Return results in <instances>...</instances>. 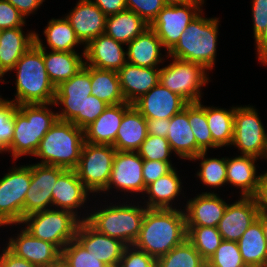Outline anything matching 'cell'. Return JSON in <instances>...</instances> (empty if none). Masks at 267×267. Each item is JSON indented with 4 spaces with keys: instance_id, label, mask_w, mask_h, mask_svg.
Here are the masks:
<instances>
[{
    "instance_id": "ee69618b",
    "label": "cell",
    "mask_w": 267,
    "mask_h": 267,
    "mask_svg": "<svg viewBox=\"0 0 267 267\" xmlns=\"http://www.w3.org/2000/svg\"><path fill=\"white\" fill-rule=\"evenodd\" d=\"M91 79L90 66L84 65L77 74L56 87L55 96H90Z\"/></svg>"
},
{
    "instance_id": "d590c367",
    "label": "cell",
    "mask_w": 267,
    "mask_h": 267,
    "mask_svg": "<svg viewBox=\"0 0 267 267\" xmlns=\"http://www.w3.org/2000/svg\"><path fill=\"white\" fill-rule=\"evenodd\" d=\"M47 47L51 51L77 52L74 48L83 45L65 16L51 18L43 31Z\"/></svg>"
},
{
    "instance_id": "c3c4849f",
    "label": "cell",
    "mask_w": 267,
    "mask_h": 267,
    "mask_svg": "<svg viewBox=\"0 0 267 267\" xmlns=\"http://www.w3.org/2000/svg\"><path fill=\"white\" fill-rule=\"evenodd\" d=\"M118 267H156V259L130 245L125 248Z\"/></svg>"
},
{
    "instance_id": "d6986e66",
    "label": "cell",
    "mask_w": 267,
    "mask_h": 267,
    "mask_svg": "<svg viewBox=\"0 0 267 267\" xmlns=\"http://www.w3.org/2000/svg\"><path fill=\"white\" fill-rule=\"evenodd\" d=\"M259 209L253 197H241L227 204L217 226L223 240L237 242L248 227L258 219Z\"/></svg>"
},
{
    "instance_id": "9c48e42d",
    "label": "cell",
    "mask_w": 267,
    "mask_h": 267,
    "mask_svg": "<svg viewBox=\"0 0 267 267\" xmlns=\"http://www.w3.org/2000/svg\"><path fill=\"white\" fill-rule=\"evenodd\" d=\"M10 169L0 178V227L20 225L24 217V199L31 183V164Z\"/></svg>"
},
{
    "instance_id": "277c9868",
    "label": "cell",
    "mask_w": 267,
    "mask_h": 267,
    "mask_svg": "<svg viewBox=\"0 0 267 267\" xmlns=\"http://www.w3.org/2000/svg\"><path fill=\"white\" fill-rule=\"evenodd\" d=\"M126 202V203H125ZM118 205L110 202L108 205L96 208L88 215L83 213L81 220H86L99 233L120 240L127 246L133 245L139 236L144 214L147 207L137 203L127 202ZM129 203V204H127Z\"/></svg>"
},
{
    "instance_id": "f6af8a7d",
    "label": "cell",
    "mask_w": 267,
    "mask_h": 267,
    "mask_svg": "<svg viewBox=\"0 0 267 267\" xmlns=\"http://www.w3.org/2000/svg\"><path fill=\"white\" fill-rule=\"evenodd\" d=\"M137 153L143 160L172 162L170 156L173 152L169 141L163 137L148 134Z\"/></svg>"
},
{
    "instance_id": "7402d4cb",
    "label": "cell",
    "mask_w": 267,
    "mask_h": 267,
    "mask_svg": "<svg viewBox=\"0 0 267 267\" xmlns=\"http://www.w3.org/2000/svg\"><path fill=\"white\" fill-rule=\"evenodd\" d=\"M39 36L40 34L35 32V44L43 49L46 71L55 88L83 69L85 65V48H83L81 55L77 52L47 51V47H45Z\"/></svg>"
},
{
    "instance_id": "e0dca14e",
    "label": "cell",
    "mask_w": 267,
    "mask_h": 267,
    "mask_svg": "<svg viewBox=\"0 0 267 267\" xmlns=\"http://www.w3.org/2000/svg\"><path fill=\"white\" fill-rule=\"evenodd\" d=\"M65 17L83 47L92 39L105 34L107 16L91 0H78Z\"/></svg>"
},
{
    "instance_id": "f1b7e54d",
    "label": "cell",
    "mask_w": 267,
    "mask_h": 267,
    "mask_svg": "<svg viewBox=\"0 0 267 267\" xmlns=\"http://www.w3.org/2000/svg\"><path fill=\"white\" fill-rule=\"evenodd\" d=\"M147 136L146 119L131 105L123 115L112 146L116 151L137 152Z\"/></svg>"
},
{
    "instance_id": "60d3db41",
    "label": "cell",
    "mask_w": 267,
    "mask_h": 267,
    "mask_svg": "<svg viewBox=\"0 0 267 267\" xmlns=\"http://www.w3.org/2000/svg\"><path fill=\"white\" fill-rule=\"evenodd\" d=\"M62 267H109L99 261L77 240L73 239L61 251Z\"/></svg>"
},
{
    "instance_id": "e575fe53",
    "label": "cell",
    "mask_w": 267,
    "mask_h": 267,
    "mask_svg": "<svg viewBox=\"0 0 267 267\" xmlns=\"http://www.w3.org/2000/svg\"><path fill=\"white\" fill-rule=\"evenodd\" d=\"M235 106L230 109L206 106V119L213 142L219 147H230L234 134Z\"/></svg>"
},
{
    "instance_id": "e7e4bbea",
    "label": "cell",
    "mask_w": 267,
    "mask_h": 267,
    "mask_svg": "<svg viewBox=\"0 0 267 267\" xmlns=\"http://www.w3.org/2000/svg\"><path fill=\"white\" fill-rule=\"evenodd\" d=\"M261 267H267V262L264 265H262Z\"/></svg>"
},
{
    "instance_id": "681fc988",
    "label": "cell",
    "mask_w": 267,
    "mask_h": 267,
    "mask_svg": "<svg viewBox=\"0 0 267 267\" xmlns=\"http://www.w3.org/2000/svg\"><path fill=\"white\" fill-rule=\"evenodd\" d=\"M26 19L11 3L0 0V30L26 26Z\"/></svg>"
},
{
    "instance_id": "1f68e13d",
    "label": "cell",
    "mask_w": 267,
    "mask_h": 267,
    "mask_svg": "<svg viewBox=\"0 0 267 267\" xmlns=\"http://www.w3.org/2000/svg\"><path fill=\"white\" fill-rule=\"evenodd\" d=\"M148 27L149 24L140 16L126 9L107 16L105 34L115 41L127 45Z\"/></svg>"
},
{
    "instance_id": "3957f363",
    "label": "cell",
    "mask_w": 267,
    "mask_h": 267,
    "mask_svg": "<svg viewBox=\"0 0 267 267\" xmlns=\"http://www.w3.org/2000/svg\"><path fill=\"white\" fill-rule=\"evenodd\" d=\"M11 71L16 73V94L12 101L17 105L54 102L56 88L48 77L43 49L35 43Z\"/></svg>"
},
{
    "instance_id": "94428289",
    "label": "cell",
    "mask_w": 267,
    "mask_h": 267,
    "mask_svg": "<svg viewBox=\"0 0 267 267\" xmlns=\"http://www.w3.org/2000/svg\"><path fill=\"white\" fill-rule=\"evenodd\" d=\"M258 219L261 222L265 238L267 240V211H259Z\"/></svg>"
},
{
    "instance_id": "2e32d148",
    "label": "cell",
    "mask_w": 267,
    "mask_h": 267,
    "mask_svg": "<svg viewBox=\"0 0 267 267\" xmlns=\"http://www.w3.org/2000/svg\"><path fill=\"white\" fill-rule=\"evenodd\" d=\"M187 104L181 96L158 83L132 105L145 119H171Z\"/></svg>"
},
{
    "instance_id": "db71d44e",
    "label": "cell",
    "mask_w": 267,
    "mask_h": 267,
    "mask_svg": "<svg viewBox=\"0 0 267 267\" xmlns=\"http://www.w3.org/2000/svg\"><path fill=\"white\" fill-rule=\"evenodd\" d=\"M0 254L1 267H36L27 260L16 256L5 245Z\"/></svg>"
},
{
    "instance_id": "44dd1931",
    "label": "cell",
    "mask_w": 267,
    "mask_h": 267,
    "mask_svg": "<svg viewBox=\"0 0 267 267\" xmlns=\"http://www.w3.org/2000/svg\"><path fill=\"white\" fill-rule=\"evenodd\" d=\"M214 192H202L187 200L183 209L186 226H218L228 203Z\"/></svg>"
},
{
    "instance_id": "816d5d0a",
    "label": "cell",
    "mask_w": 267,
    "mask_h": 267,
    "mask_svg": "<svg viewBox=\"0 0 267 267\" xmlns=\"http://www.w3.org/2000/svg\"><path fill=\"white\" fill-rule=\"evenodd\" d=\"M253 35L256 39L267 27V0H251Z\"/></svg>"
},
{
    "instance_id": "83f0119b",
    "label": "cell",
    "mask_w": 267,
    "mask_h": 267,
    "mask_svg": "<svg viewBox=\"0 0 267 267\" xmlns=\"http://www.w3.org/2000/svg\"><path fill=\"white\" fill-rule=\"evenodd\" d=\"M35 43V31L22 27L0 30V72L5 76Z\"/></svg>"
},
{
    "instance_id": "bcb514c9",
    "label": "cell",
    "mask_w": 267,
    "mask_h": 267,
    "mask_svg": "<svg viewBox=\"0 0 267 267\" xmlns=\"http://www.w3.org/2000/svg\"><path fill=\"white\" fill-rule=\"evenodd\" d=\"M18 110V105L12 101L4 99L0 101V153L10 147L14 133V114Z\"/></svg>"
},
{
    "instance_id": "ffe728a7",
    "label": "cell",
    "mask_w": 267,
    "mask_h": 267,
    "mask_svg": "<svg viewBox=\"0 0 267 267\" xmlns=\"http://www.w3.org/2000/svg\"><path fill=\"white\" fill-rule=\"evenodd\" d=\"M90 193L75 170H65L53 186L52 208L71 211L81 219L82 211L78 215V210H81V207L86 208L85 203L90 199Z\"/></svg>"
},
{
    "instance_id": "f907efd6",
    "label": "cell",
    "mask_w": 267,
    "mask_h": 267,
    "mask_svg": "<svg viewBox=\"0 0 267 267\" xmlns=\"http://www.w3.org/2000/svg\"><path fill=\"white\" fill-rule=\"evenodd\" d=\"M174 168L172 162L143 160L142 175L145 186L156 181L160 177L167 175Z\"/></svg>"
},
{
    "instance_id": "4fadbf2b",
    "label": "cell",
    "mask_w": 267,
    "mask_h": 267,
    "mask_svg": "<svg viewBox=\"0 0 267 267\" xmlns=\"http://www.w3.org/2000/svg\"><path fill=\"white\" fill-rule=\"evenodd\" d=\"M143 159L137 152L116 151L111 170V177L107 188L103 193H108L112 188L114 191L128 192L143 195L146 186L144 184L143 175ZM109 191V192H108ZM139 193V194H138Z\"/></svg>"
},
{
    "instance_id": "5bb4252c",
    "label": "cell",
    "mask_w": 267,
    "mask_h": 267,
    "mask_svg": "<svg viewBox=\"0 0 267 267\" xmlns=\"http://www.w3.org/2000/svg\"><path fill=\"white\" fill-rule=\"evenodd\" d=\"M65 170L52 165L31 164V183L24 199V217L52 208L53 186Z\"/></svg>"
},
{
    "instance_id": "11a10c76",
    "label": "cell",
    "mask_w": 267,
    "mask_h": 267,
    "mask_svg": "<svg viewBox=\"0 0 267 267\" xmlns=\"http://www.w3.org/2000/svg\"><path fill=\"white\" fill-rule=\"evenodd\" d=\"M253 198L259 211H267V171L259 175L258 188Z\"/></svg>"
},
{
    "instance_id": "7bdbcfd3",
    "label": "cell",
    "mask_w": 267,
    "mask_h": 267,
    "mask_svg": "<svg viewBox=\"0 0 267 267\" xmlns=\"http://www.w3.org/2000/svg\"><path fill=\"white\" fill-rule=\"evenodd\" d=\"M206 262L207 267H247L240 254L238 243L227 240L221 242Z\"/></svg>"
},
{
    "instance_id": "f35d334b",
    "label": "cell",
    "mask_w": 267,
    "mask_h": 267,
    "mask_svg": "<svg viewBox=\"0 0 267 267\" xmlns=\"http://www.w3.org/2000/svg\"><path fill=\"white\" fill-rule=\"evenodd\" d=\"M156 267H207V262L185 239L170 252L156 259Z\"/></svg>"
},
{
    "instance_id": "603a6c76",
    "label": "cell",
    "mask_w": 267,
    "mask_h": 267,
    "mask_svg": "<svg viewBox=\"0 0 267 267\" xmlns=\"http://www.w3.org/2000/svg\"><path fill=\"white\" fill-rule=\"evenodd\" d=\"M124 44L106 34L92 39L85 48V64L91 67L119 71L126 63Z\"/></svg>"
},
{
    "instance_id": "b9f144b4",
    "label": "cell",
    "mask_w": 267,
    "mask_h": 267,
    "mask_svg": "<svg viewBox=\"0 0 267 267\" xmlns=\"http://www.w3.org/2000/svg\"><path fill=\"white\" fill-rule=\"evenodd\" d=\"M86 96H55L53 105L63 107L57 112L58 120L72 122L84 130V105Z\"/></svg>"
},
{
    "instance_id": "6da1fadb",
    "label": "cell",
    "mask_w": 267,
    "mask_h": 267,
    "mask_svg": "<svg viewBox=\"0 0 267 267\" xmlns=\"http://www.w3.org/2000/svg\"><path fill=\"white\" fill-rule=\"evenodd\" d=\"M187 236L185 214L180 209H146L133 246L155 259L180 245Z\"/></svg>"
},
{
    "instance_id": "ab89813d",
    "label": "cell",
    "mask_w": 267,
    "mask_h": 267,
    "mask_svg": "<svg viewBox=\"0 0 267 267\" xmlns=\"http://www.w3.org/2000/svg\"><path fill=\"white\" fill-rule=\"evenodd\" d=\"M186 230V239L206 261L223 241L217 227L186 226Z\"/></svg>"
},
{
    "instance_id": "7a4b0ae2",
    "label": "cell",
    "mask_w": 267,
    "mask_h": 267,
    "mask_svg": "<svg viewBox=\"0 0 267 267\" xmlns=\"http://www.w3.org/2000/svg\"><path fill=\"white\" fill-rule=\"evenodd\" d=\"M53 103L21 104L14 114V133L10 152L14 162L21 156H34L44 135L58 120ZM50 106V107H48Z\"/></svg>"
},
{
    "instance_id": "74e56055",
    "label": "cell",
    "mask_w": 267,
    "mask_h": 267,
    "mask_svg": "<svg viewBox=\"0 0 267 267\" xmlns=\"http://www.w3.org/2000/svg\"><path fill=\"white\" fill-rule=\"evenodd\" d=\"M189 124L196 140V156L208 149H218L219 147L213 142V138L207 124L206 106L202 102L188 103Z\"/></svg>"
},
{
    "instance_id": "680465c9",
    "label": "cell",
    "mask_w": 267,
    "mask_h": 267,
    "mask_svg": "<svg viewBox=\"0 0 267 267\" xmlns=\"http://www.w3.org/2000/svg\"><path fill=\"white\" fill-rule=\"evenodd\" d=\"M149 135L166 138L168 135L170 119H146Z\"/></svg>"
},
{
    "instance_id": "ba28073f",
    "label": "cell",
    "mask_w": 267,
    "mask_h": 267,
    "mask_svg": "<svg viewBox=\"0 0 267 267\" xmlns=\"http://www.w3.org/2000/svg\"><path fill=\"white\" fill-rule=\"evenodd\" d=\"M171 58L170 64L160 68L159 83L181 96L187 103H198L203 95L201 87L210 82L208 70L195 62Z\"/></svg>"
},
{
    "instance_id": "7c38bea8",
    "label": "cell",
    "mask_w": 267,
    "mask_h": 267,
    "mask_svg": "<svg viewBox=\"0 0 267 267\" xmlns=\"http://www.w3.org/2000/svg\"><path fill=\"white\" fill-rule=\"evenodd\" d=\"M205 0H191L184 4L166 5L149 25L161 40L165 53L178 43L189 23L203 12Z\"/></svg>"
},
{
    "instance_id": "8fae6325",
    "label": "cell",
    "mask_w": 267,
    "mask_h": 267,
    "mask_svg": "<svg viewBox=\"0 0 267 267\" xmlns=\"http://www.w3.org/2000/svg\"><path fill=\"white\" fill-rule=\"evenodd\" d=\"M257 111L252 105L235 107L231 147H237L240 155H250L261 160L267 155V130Z\"/></svg>"
},
{
    "instance_id": "9f6ffc18",
    "label": "cell",
    "mask_w": 267,
    "mask_h": 267,
    "mask_svg": "<svg viewBox=\"0 0 267 267\" xmlns=\"http://www.w3.org/2000/svg\"><path fill=\"white\" fill-rule=\"evenodd\" d=\"M106 15H113L127 9L126 0H91Z\"/></svg>"
},
{
    "instance_id": "8d00e7d4",
    "label": "cell",
    "mask_w": 267,
    "mask_h": 267,
    "mask_svg": "<svg viewBox=\"0 0 267 267\" xmlns=\"http://www.w3.org/2000/svg\"><path fill=\"white\" fill-rule=\"evenodd\" d=\"M200 161V169L196 175L200 182L210 188L224 187L227 184L226 178V157L223 158H208L207 151L201 152L193 157L190 161Z\"/></svg>"
},
{
    "instance_id": "7dc6e473",
    "label": "cell",
    "mask_w": 267,
    "mask_h": 267,
    "mask_svg": "<svg viewBox=\"0 0 267 267\" xmlns=\"http://www.w3.org/2000/svg\"><path fill=\"white\" fill-rule=\"evenodd\" d=\"M165 6L163 0H126L127 10L135 12L149 25Z\"/></svg>"
},
{
    "instance_id": "d4e9b609",
    "label": "cell",
    "mask_w": 267,
    "mask_h": 267,
    "mask_svg": "<svg viewBox=\"0 0 267 267\" xmlns=\"http://www.w3.org/2000/svg\"><path fill=\"white\" fill-rule=\"evenodd\" d=\"M126 46L127 63L135 66L160 68V63H164V56L165 60L168 57V54L162 55V42L150 26Z\"/></svg>"
},
{
    "instance_id": "6f0895ef",
    "label": "cell",
    "mask_w": 267,
    "mask_h": 267,
    "mask_svg": "<svg viewBox=\"0 0 267 267\" xmlns=\"http://www.w3.org/2000/svg\"><path fill=\"white\" fill-rule=\"evenodd\" d=\"M11 3L18 11L24 16L28 18L30 14H35L36 11L42 6L45 0H6Z\"/></svg>"
},
{
    "instance_id": "91938a15",
    "label": "cell",
    "mask_w": 267,
    "mask_h": 267,
    "mask_svg": "<svg viewBox=\"0 0 267 267\" xmlns=\"http://www.w3.org/2000/svg\"><path fill=\"white\" fill-rule=\"evenodd\" d=\"M255 50L259 63L267 66V27L265 30L255 39Z\"/></svg>"
},
{
    "instance_id": "6125c7cd",
    "label": "cell",
    "mask_w": 267,
    "mask_h": 267,
    "mask_svg": "<svg viewBox=\"0 0 267 267\" xmlns=\"http://www.w3.org/2000/svg\"><path fill=\"white\" fill-rule=\"evenodd\" d=\"M191 0H163L166 5L184 4Z\"/></svg>"
},
{
    "instance_id": "30bf717a",
    "label": "cell",
    "mask_w": 267,
    "mask_h": 267,
    "mask_svg": "<svg viewBox=\"0 0 267 267\" xmlns=\"http://www.w3.org/2000/svg\"><path fill=\"white\" fill-rule=\"evenodd\" d=\"M115 153L116 149L112 145L84 142L80 160L74 170L91 194L96 196L107 188Z\"/></svg>"
},
{
    "instance_id": "52a82bcc",
    "label": "cell",
    "mask_w": 267,
    "mask_h": 267,
    "mask_svg": "<svg viewBox=\"0 0 267 267\" xmlns=\"http://www.w3.org/2000/svg\"><path fill=\"white\" fill-rule=\"evenodd\" d=\"M81 221L71 211L50 208L23 217L20 225L23 224L32 236L48 241L62 251L66 244L76 239Z\"/></svg>"
},
{
    "instance_id": "836d02e7",
    "label": "cell",
    "mask_w": 267,
    "mask_h": 267,
    "mask_svg": "<svg viewBox=\"0 0 267 267\" xmlns=\"http://www.w3.org/2000/svg\"><path fill=\"white\" fill-rule=\"evenodd\" d=\"M91 95L108 105L125 103L117 71L90 66Z\"/></svg>"
},
{
    "instance_id": "484cf974",
    "label": "cell",
    "mask_w": 267,
    "mask_h": 267,
    "mask_svg": "<svg viewBox=\"0 0 267 267\" xmlns=\"http://www.w3.org/2000/svg\"><path fill=\"white\" fill-rule=\"evenodd\" d=\"M130 103L109 105L105 111L84 129L85 142L90 144L113 145L125 111Z\"/></svg>"
},
{
    "instance_id": "9a60e30c",
    "label": "cell",
    "mask_w": 267,
    "mask_h": 267,
    "mask_svg": "<svg viewBox=\"0 0 267 267\" xmlns=\"http://www.w3.org/2000/svg\"><path fill=\"white\" fill-rule=\"evenodd\" d=\"M17 236H10L6 247L16 256L36 267H58L61 265V250L54 244L32 236L23 227Z\"/></svg>"
},
{
    "instance_id": "cb8c5ba5",
    "label": "cell",
    "mask_w": 267,
    "mask_h": 267,
    "mask_svg": "<svg viewBox=\"0 0 267 267\" xmlns=\"http://www.w3.org/2000/svg\"><path fill=\"white\" fill-rule=\"evenodd\" d=\"M117 74L125 101L130 104L160 82V68L139 67L126 63Z\"/></svg>"
},
{
    "instance_id": "d6a6232c",
    "label": "cell",
    "mask_w": 267,
    "mask_h": 267,
    "mask_svg": "<svg viewBox=\"0 0 267 267\" xmlns=\"http://www.w3.org/2000/svg\"><path fill=\"white\" fill-rule=\"evenodd\" d=\"M246 266L261 267L267 262V240L259 219H256L237 241Z\"/></svg>"
},
{
    "instance_id": "4dcf8cb0",
    "label": "cell",
    "mask_w": 267,
    "mask_h": 267,
    "mask_svg": "<svg viewBox=\"0 0 267 267\" xmlns=\"http://www.w3.org/2000/svg\"><path fill=\"white\" fill-rule=\"evenodd\" d=\"M189 124L188 104L170 119L166 139L174 155L181 160H191L196 156V140Z\"/></svg>"
},
{
    "instance_id": "f546056e",
    "label": "cell",
    "mask_w": 267,
    "mask_h": 267,
    "mask_svg": "<svg viewBox=\"0 0 267 267\" xmlns=\"http://www.w3.org/2000/svg\"><path fill=\"white\" fill-rule=\"evenodd\" d=\"M177 172L174 168L167 175L147 185L144 195L146 194L148 199H144L143 203L140 200L141 204L149 209H179L177 206H172L175 199L182 193L183 187Z\"/></svg>"
},
{
    "instance_id": "f5cc1de1",
    "label": "cell",
    "mask_w": 267,
    "mask_h": 267,
    "mask_svg": "<svg viewBox=\"0 0 267 267\" xmlns=\"http://www.w3.org/2000/svg\"><path fill=\"white\" fill-rule=\"evenodd\" d=\"M108 106L94 95L88 96L84 105V129L94 122Z\"/></svg>"
},
{
    "instance_id": "4316f807",
    "label": "cell",
    "mask_w": 267,
    "mask_h": 267,
    "mask_svg": "<svg viewBox=\"0 0 267 267\" xmlns=\"http://www.w3.org/2000/svg\"><path fill=\"white\" fill-rule=\"evenodd\" d=\"M258 159L250 155L226 157L227 184L239 188L241 197H253L257 191L260 174L255 163Z\"/></svg>"
},
{
    "instance_id": "be15d7a7",
    "label": "cell",
    "mask_w": 267,
    "mask_h": 267,
    "mask_svg": "<svg viewBox=\"0 0 267 267\" xmlns=\"http://www.w3.org/2000/svg\"><path fill=\"white\" fill-rule=\"evenodd\" d=\"M3 77H4V75L0 72V82H1V83L3 82V84H4V83H7V82L5 81L6 78L3 79ZM3 100H4V98H2V96L0 95V101H3Z\"/></svg>"
},
{
    "instance_id": "8992f818",
    "label": "cell",
    "mask_w": 267,
    "mask_h": 267,
    "mask_svg": "<svg viewBox=\"0 0 267 267\" xmlns=\"http://www.w3.org/2000/svg\"><path fill=\"white\" fill-rule=\"evenodd\" d=\"M84 142L83 129L72 122L57 120L41 139L34 157L42 159L38 164L74 170Z\"/></svg>"
},
{
    "instance_id": "ac0fdd59",
    "label": "cell",
    "mask_w": 267,
    "mask_h": 267,
    "mask_svg": "<svg viewBox=\"0 0 267 267\" xmlns=\"http://www.w3.org/2000/svg\"><path fill=\"white\" fill-rule=\"evenodd\" d=\"M76 239L109 267H118L127 245L118 239L99 233L86 220H82L76 232Z\"/></svg>"
},
{
    "instance_id": "5b68a950",
    "label": "cell",
    "mask_w": 267,
    "mask_h": 267,
    "mask_svg": "<svg viewBox=\"0 0 267 267\" xmlns=\"http://www.w3.org/2000/svg\"><path fill=\"white\" fill-rule=\"evenodd\" d=\"M203 14L204 12H201L189 23L167 58L175 57L195 62L211 71L216 62L220 20L217 17L206 18Z\"/></svg>"
}]
</instances>
